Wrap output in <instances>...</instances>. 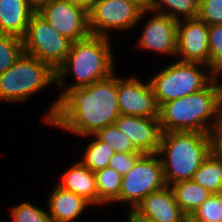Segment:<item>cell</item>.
<instances>
[{
	"mask_svg": "<svg viewBox=\"0 0 222 222\" xmlns=\"http://www.w3.org/2000/svg\"><path fill=\"white\" fill-rule=\"evenodd\" d=\"M49 196L47 211L51 222H72L87 207L93 206L82 196L65 190L58 184Z\"/></svg>",
	"mask_w": 222,
	"mask_h": 222,
	"instance_id": "e0dca14e",
	"label": "cell"
},
{
	"mask_svg": "<svg viewBox=\"0 0 222 222\" xmlns=\"http://www.w3.org/2000/svg\"><path fill=\"white\" fill-rule=\"evenodd\" d=\"M36 12L73 42L91 35L88 11L68 0L42 1L36 6Z\"/></svg>",
	"mask_w": 222,
	"mask_h": 222,
	"instance_id": "30bf717a",
	"label": "cell"
},
{
	"mask_svg": "<svg viewBox=\"0 0 222 222\" xmlns=\"http://www.w3.org/2000/svg\"><path fill=\"white\" fill-rule=\"evenodd\" d=\"M214 148L222 155V118L214 134Z\"/></svg>",
	"mask_w": 222,
	"mask_h": 222,
	"instance_id": "4dcf8cb0",
	"label": "cell"
},
{
	"mask_svg": "<svg viewBox=\"0 0 222 222\" xmlns=\"http://www.w3.org/2000/svg\"><path fill=\"white\" fill-rule=\"evenodd\" d=\"M155 13L145 23L138 46L158 54H177L178 21L168 15Z\"/></svg>",
	"mask_w": 222,
	"mask_h": 222,
	"instance_id": "5bb4252c",
	"label": "cell"
},
{
	"mask_svg": "<svg viewBox=\"0 0 222 222\" xmlns=\"http://www.w3.org/2000/svg\"><path fill=\"white\" fill-rule=\"evenodd\" d=\"M118 109L121 115L159 117V107L150 81L117 77Z\"/></svg>",
	"mask_w": 222,
	"mask_h": 222,
	"instance_id": "8fae6325",
	"label": "cell"
},
{
	"mask_svg": "<svg viewBox=\"0 0 222 222\" xmlns=\"http://www.w3.org/2000/svg\"><path fill=\"white\" fill-rule=\"evenodd\" d=\"M22 41L24 53L48 63L54 70L65 61L73 43L37 12L31 16Z\"/></svg>",
	"mask_w": 222,
	"mask_h": 222,
	"instance_id": "ba28073f",
	"label": "cell"
},
{
	"mask_svg": "<svg viewBox=\"0 0 222 222\" xmlns=\"http://www.w3.org/2000/svg\"><path fill=\"white\" fill-rule=\"evenodd\" d=\"M138 6L142 11H150L151 0H129Z\"/></svg>",
	"mask_w": 222,
	"mask_h": 222,
	"instance_id": "d6a6232c",
	"label": "cell"
},
{
	"mask_svg": "<svg viewBox=\"0 0 222 222\" xmlns=\"http://www.w3.org/2000/svg\"><path fill=\"white\" fill-rule=\"evenodd\" d=\"M142 155V152L115 153L109 160L107 167L113 168L124 176Z\"/></svg>",
	"mask_w": 222,
	"mask_h": 222,
	"instance_id": "f546056e",
	"label": "cell"
},
{
	"mask_svg": "<svg viewBox=\"0 0 222 222\" xmlns=\"http://www.w3.org/2000/svg\"><path fill=\"white\" fill-rule=\"evenodd\" d=\"M110 37L90 35L85 39L72 43L70 52L65 61L55 70L56 84L62 91L58 99L52 103L45 114L44 122L48 123L53 118L58 100L69 90L75 87H84L94 82L104 80L115 73L114 56L111 48ZM72 74L75 83L65 87L63 81L68 74Z\"/></svg>",
	"mask_w": 222,
	"mask_h": 222,
	"instance_id": "3957f363",
	"label": "cell"
},
{
	"mask_svg": "<svg viewBox=\"0 0 222 222\" xmlns=\"http://www.w3.org/2000/svg\"><path fill=\"white\" fill-rule=\"evenodd\" d=\"M149 12L142 11L129 0H95L88 11L91 35L109 38L111 30L127 31Z\"/></svg>",
	"mask_w": 222,
	"mask_h": 222,
	"instance_id": "9c48e42d",
	"label": "cell"
},
{
	"mask_svg": "<svg viewBox=\"0 0 222 222\" xmlns=\"http://www.w3.org/2000/svg\"><path fill=\"white\" fill-rule=\"evenodd\" d=\"M168 65L149 80L158 107L201 91L217 76L209 66L200 63L176 61Z\"/></svg>",
	"mask_w": 222,
	"mask_h": 222,
	"instance_id": "8992f818",
	"label": "cell"
},
{
	"mask_svg": "<svg viewBox=\"0 0 222 222\" xmlns=\"http://www.w3.org/2000/svg\"><path fill=\"white\" fill-rule=\"evenodd\" d=\"M10 211L12 222H51L46 210L28 201L14 206Z\"/></svg>",
	"mask_w": 222,
	"mask_h": 222,
	"instance_id": "83f0119b",
	"label": "cell"
},
{
	"mask_svg": "<svg viewBox=\"0 0 222 222\" xmlns=\"http://www.w3.org/2000/svg\"><path fill=\"white\" fill-rule=\"evenodd\" d=\"M69 89L59 100L49 126L88 137L119 117L117 76Z\"/></svg>",
	"mask_w": 222,
	"mask_h": 222,
	"instance_id": "6da1fadb",
	"label": "cell"
},
{
	"mask_svg": "<svg viewBox=\"0 0 222 222\" xmlns=\"http://www.w3.org/2000/svg\"><path fill=\"white\" fill-rule=\"evenodd\" d=\"M150 12L168 15L177 21L194 19L198 18L199 4L197 0H151Z\"/></svg>",
	"mask_w": 222,
	"mask_h": 222,
	"instance_id": "44dd1931",
	"label": "cell"
},
{
	"mask_svg": "<svg viewBox=\"0 0 222 222\" xmlns=\"http://www.w3.org/2000/svg\"><path fill=\"white\" fill-rule=\"evenodd\" d=\"M198 18L208 26L222 24V0H207L199 6Z\"/></svg>",
	"mask_w": 222,
	"mask_h": 222,
	"instance_id": "f1b7e54d",
	"label": "cell"
},
{
	"mask_svg": "<svg viewBox=\"0 0 222 222\" xmlns=\"http://www.w3.org/2000/svg\"><path fill=\"white\" fill-rule=\"evenodd\" d=\"M209 26L199 18L178 21V61L200 63L210 67Z\"/></svg>",
	"mask_w": 222,
	"mask_h": 222,
	"instance_id": "7c38bea8",
	"label": "cell"
},
{
	"mask_svg": "<svg viewBox=\"0 0 222 222\" xmlns=\"http://www.w3.org/2000/svg\"><path fill=\"white\" fill-rule=\"evenodd\" d=\"M216 76L205 88L159 107L162 132L214 135L222 118V84ZM211 124V125H210Z\"/></svg>",
	"mask_w": 222,
	"mask_h": 222,
	"instance_id": "7a4b0ae2",
	"label": "cell"
},
{
	"mask_svg": "<svg viewBox=\"0 0 222 222\" xmlns=\"http://www.w3.org/2000/svg\"><path fill=\"white\" fill-rule=\"evenodd\" d=\"M214 149V135L200 132H162L157 154L166 184L190 180ZM165 155V157H164Z\"/></svg>",
	"mask_w": 222,
	"mask_h": 222,
	"instance_id": "277c9868",
	"label": "cell"
},
{
	"mask_svg": "<svg viewBox=\"0 0 222 222\" xmlns=\"http://www.w3.org/2000/svg\"><path fill=\"white\" fill-rule=\"evenodd\" d=\"M50 84H56L55 70L48 63L23 52L0 74V101L25 102Z\"/></svg>",
	"mask_w": 222,
	"mask_h": 222,
	"instance_id": "5b68a950",
	"label": "cell"
},
{
	"mask_svg": "<svg viewBox=\"0 0 222 222\" xmlns=\"http://www.w3.org/2000/svg\"><path fill=\"white\" fill-rule=\"evenodd\" d=\"M212 194L222 193V155L214 148L192 178Z\"/></svg>",
	"mask_w": 222,
	"mask_h": 222,
	"instance_id": "ffe728a7",
	"label": "cell"
},
{
	"mask_svg": "<svg viewBox=\"0 0 222 222\" xmlns=\"http://www.w3.org/2000/svg\"><path fill=\"white\" fill-rule=\"evenodd\" d=\"M188 220L189 222H222V193L211 194Z\"/></svg>",
	"mask_w": 222,
	"mask_h": 222,
	"instance_id": "484cf974",
	"label": "cell"
},
{
	"mask_svg": "<svg viewBox=\"0 0 222 222\" xmlns=\"http://www.w3.org/2000/svg\"><path fill=\"white\" fill-rule=\"evenodd\" d=\"M35 12L30 0H0V33L23 38Z\"/></svg>",
	"mask_w": 222,
	"mask_h": 222,
	"instance_id": "2e32d148",
	"label": "cell"
},
{
	"mask_svg": "<svg viewBox=\"0 0 222 222\" xmlns=\"http://www.w3.org/2000/svg\"><path fill=\"white\" fill-rule=\"evenodd\" d=\"M92 137L95 138L86 146L80 161L90 170L96 172L107 167L115 152L111 146L102 142L95 134H92Z\"/></svg>",
	"mask_w": 222,
	"mask_h": 222,
	"instance_id": "603a6c76",
	"label": "cell"
},
{
	"mask_svg": "<svg viewBox=\"0 0 222 222\" xmlns=\"http://www.w3.org/2000/svg\"><path fill=\"white\" fill-rule=\"evenodd\" d=\"M98 205L114 202L119 197L122 175L113 168L105 167L95 172Z\"/></svg>",
	"mask_w": 222,
	"mask_h": 222,
	"instance_id": "7402d4cb",
	"label": "cell"
},
{
	"mask_svg": "<svg viewBox=\"0 0 222 222\" xmlns=\"http://www.w3.org/2000/svg\"><path fill=\"white\" fill-rule=\"evenodd\" d=\"M30 1L37 6L40 2L45 0H30Z\"/></svg>",
	"mask_w": 222,
	"mask_h": 222,
	"instance_id": "e575fe53",
	"label": "cell"
},
{
	"mask_svg": "<svg viewBox=\"0 0 222 222\" xmlns=\"http://www.w3.org/2000/svg\"><path fill=\"white\" fill-rule=\"evenodd\" d=\"M95 135L114 149L115 153L140 152L132 144L130 138L120 131L115 124L99 129Z\"/></svg>",
	"mask_w": 222,
	"mask_h": 222,
	"instance_id": "d4e9b609",
	"label": "cell"
},
{
	"mask_svg": "<svg viewBox=\"0 0 222 222\" xmlns=\"http://www.w3.org/2000/svg\"><path fill=\"white\" fill-rule=\"evenodd\" d=\"M161 159L157 153L143 154L122 176L119 197L113 202L129 204L132 212L150 193L166 186Z\"/></svg>",
	"mask_w": 222,
	"mask_h": 222,
	"instance_id": "52a82bcc",
	"label": "cell"
},
{
	"mask_svg": "<svg viewBox=\"0 0 222 222\" xmlns=\"http://www.w3.org/2000/svg\"><path fill=\"white\" fill-rule=\"evenodd\" d=\"M171 188L176 202L188 218L212 194L193 179L174 183Z\"/></svg>",
	"mask_w": 222,
	"mask_h": 222,
	"instance_id": "d6986e66",
	"label": "cell"
},
{
	"mask_svg": "<svg viewBox=\"0 0 222 222\" xmlns=\"http://www.w3.org/2000/svg\"><path fill=\"white\" fill-rule=\"evenodd\" d=\"M58 183L63 189L82 196L93 206L98 205L95 172L86 167L81 161L76 162L64 171Z\"/></svg>",
	"mask_w": 222,
	"mask_h": 222,
	"instance_id": "ac0fdd59",
	"label": "cell"
},
{
	"mask_svg": "<svg viewBox=\"0 0 222 222\" xmlns=\"http://www.w3.org/2000/svg\"><path fill=\"white\" fill-rule=\"evenodd\" d=\"M116 127L127 135L134 147L143 154L158 152L162 131L159 117L119 115Z\"/></svg>",
	"mask_w": 222,
	"mask_h": 222,
	"instance_id": "9a60e30c",
	"label": "cell"
},
{
	"mask_svg": "<svg viewBox=\"0 0 222 222\" xmlns=\"http://www.w3.org/2000/svg\"><path fill=\"white\" fill-rule=\"evenodd\" d=\"M127 221L128 222H144L139 220L138 218L134 217L130 212L127 214Z\"/></svg>",
	"mask_w": 222,
	"mask_h": 222,
	"instance_id": "836d02e7",
	"label": "cell"
},
{
	"mask_svg": "<svg viewBox=\"0 0 222 222\" xmlns=\"http://www.w3.org/2000/svg\"><path fill=\"white\" fill-rule=\"evenodd\" d=\"M131 214L144 222H189L169 185L146 196Z\"/></svg>",
	"mask_w": 222,
	"mask_h": 222,
	"instance_id": "4fadbf2b",
	"label": "cell"
},
{
	"mask_svg": "<svg viewBox=\"0 0 222 222\" xmlns=\"http://www.w3.org/2000/svg\"><path fill=\"white\" fill-rule=\"evenodd\" d=\"M72 4L78 5L85 10L89 11L92 7V4L95 0H68Z\"/></svg>",
	"mask_w": 222,
	"mask_h": 222,
	"instance_id": "1f68e13d",
	"label": "cell"
},
{
	"mask_svg": "<svg viewBox=\"0 0 222 222\" xmlns=\"http://www.w3.org/2000/svg\"><path fill=\"white\" fill-rule=\"evenodd\" d=\"M23 52L22 38L0 33V74L9 69Z\"/></svg>",
	"mask_w": 222,
	"mask_h": 222,
	"instance_id": "cb8c5ba5",
	"label": "cell"
},
{
	"mask_svg": "<svg viewBox=\"0 0 222 222\" xmlns=\"http://www.w3.org/2000/svg\"><path fill=\"white\" fill-rule=\"evenodd\" d=\"M205 1H207V0H197L199 6H200L203 2H205Z\"/></svg>",
	"mask_w": 222,
	"mask_h": 222,
	"instance_id": "d590c367",
	"label": "cell"
},
{
	"mask_svg": "<svg viewBox=\"0 0 222 222\" xmlns=\"http://www.w3.org/2000/svg\"><path fill=\"white\" fill-rule=\"evenodd\" d=\"M210 69L222 75V24L210 25L209 34Z\"/></svg>",
	"mask_w": 222,
	"mask_h": 222,
	"instance_id": "4316f807",
	"label": "cell"
}]
</instances>
